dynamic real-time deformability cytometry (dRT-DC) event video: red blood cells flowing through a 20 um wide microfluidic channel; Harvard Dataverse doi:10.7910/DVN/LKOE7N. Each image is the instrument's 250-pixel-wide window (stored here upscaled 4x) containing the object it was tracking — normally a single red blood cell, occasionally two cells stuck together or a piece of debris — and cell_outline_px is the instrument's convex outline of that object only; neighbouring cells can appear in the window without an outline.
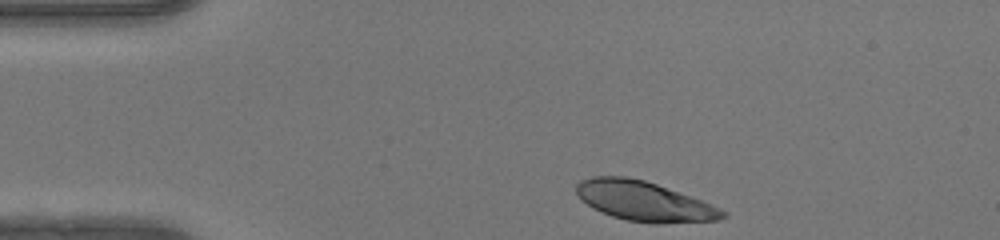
{"species": "human", "species_latin": "Homo sapiens", "temperature_condition": "warm", "stored_images_in_passage": 33, "camera_frame_rate_fps": 3000, "um_per_image_px": 0.085, "donor": {"sex": "female"}, "frame": {"image": 1, "passage_image": 1, "time_ms": 0.0, "image_size_px": [1000, 240], "cell_outline_px": [[728, 216], [716, 220], [660, 224], [652, 224], [628, 220], [612, 216], [592, 208], [580, 200], [576, 192], [576, 184], [580, 180], [592, 176], [628, 176], [644, 180], [656, 184], [700, 200], [720, 208], [728, 212]], "centroid_in_image_um": [54.71, 17.1], "position_along_channel_um": 30.3, "area_um2": 33.87}}
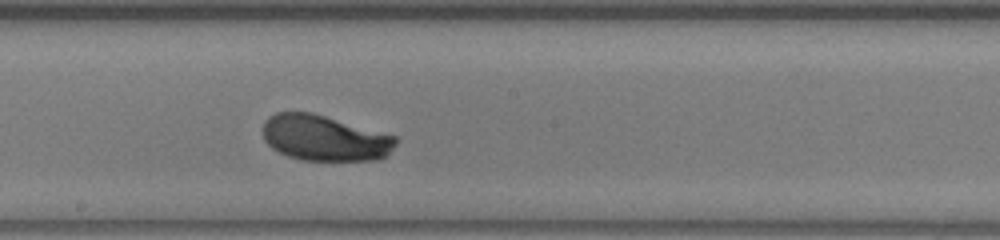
{"frame": {"image": 2, "passage_image": 19, "time_ms": 6.0, "image_size_px": [1000, 240], "cell_outline_px": [[396, 144], [388, 156], [380, 160], [304, 160], [288, 156], [272, 148], [264, 140], [264, 120], [268, 116], [276, 112], [312, 112], [396, 136]], "centroid_in_image_um": [27.6, 11.73], "position_along_channel_um": 220.6, "area_um2": 35.43}}
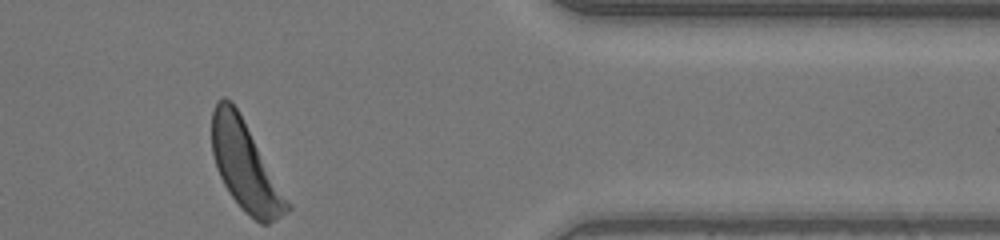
{"frame": {"image": 3, "passage_image": 33, "time_ms": 10.667, "image_size_px": [1000, 240], "cell_outline_px": [[292, 208], [276, 220], [268, 224], [260, 224], [244, 212], [228, 192], [216, 168], [212, 152], [212, 112], [216, 100], [224, 96], [232, 100], [292, 204]], "centroid_in_image_um": [20.86, 14.13], "position_along_channel_um": 390.5, "area_um2": 39.02}, "authors_computed_cell_mechanics": {"area_um2": 36.1828, "velocity_mm_per_s": 4.1568, "shape_relaxation_time_tau1_ms": 2.6156, "shape_relaxation_time_tau2_ms": null, "deformation_change_tau1": 0.1457, "deformation_change_tau2": null}}